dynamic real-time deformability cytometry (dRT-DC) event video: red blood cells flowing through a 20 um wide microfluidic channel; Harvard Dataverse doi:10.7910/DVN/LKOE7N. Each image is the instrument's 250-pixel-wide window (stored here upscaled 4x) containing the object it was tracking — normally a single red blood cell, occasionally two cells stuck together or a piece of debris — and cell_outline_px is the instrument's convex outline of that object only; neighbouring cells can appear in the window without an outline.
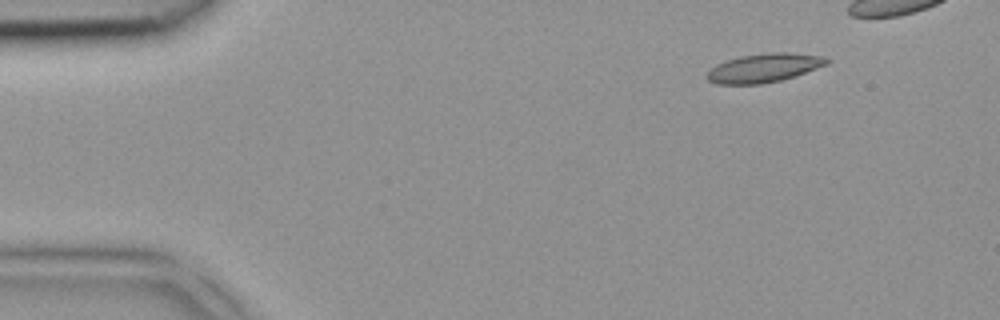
{"species": "common noctule bat (a hibernating species)", "species_latin": "Nyctalus noctula", "temperature_condition": "room temperature", "stored_images_in_passage": 4, "segment_of_instrument_passage": [2, 2], "camera_frame_rate_fps": 3000, "um_per_image_px": 0.085, "animal": {"sex": "female", "body_mass_g": 18.4}, "frame": {"image": 1, "passage_image": 4, "time_ms": 1.0, "image_size_px": [1000, 320], "cell_outline_px": [[832, 60], [828, 64], [796, 76], [780, 80], [760, 84], [716, 84], [708, 80], [708, 72], [716, 64], [740, 56], [768, 52], [788, 52], [824, 56]], "centroid_in_image_um": [65.0, 5.76], "position_along_channel_um": 20.0, "area_um2": 20.11}}